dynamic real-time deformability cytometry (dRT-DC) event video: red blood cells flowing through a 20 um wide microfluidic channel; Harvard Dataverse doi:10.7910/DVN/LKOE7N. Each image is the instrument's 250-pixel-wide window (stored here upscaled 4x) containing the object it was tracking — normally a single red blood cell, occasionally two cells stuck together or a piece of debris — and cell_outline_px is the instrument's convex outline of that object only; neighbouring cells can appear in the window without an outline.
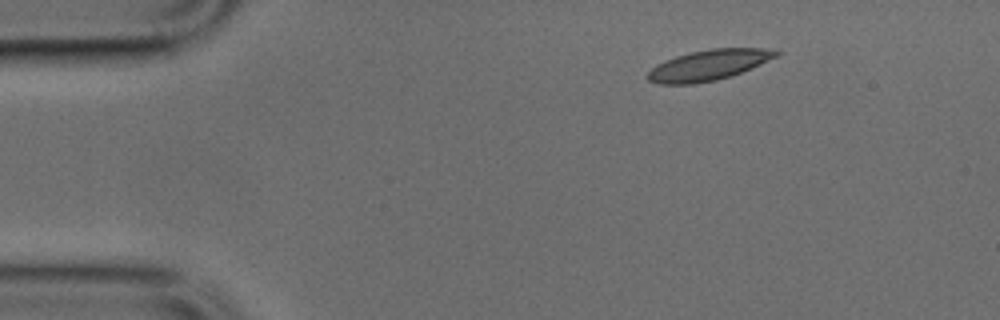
{"species": "common noctule bat (a hibernating species)", "species_latin": "Nyctalus noctula", "temperature_condition": "cold", "stored_images_in_passage": 9, "camera_frame_rate_fps": 3000, "um_per_image_px": 0.085, "animal": {"sex": "male", "body_mass_g": 17.9, "forearm_length_mm": 54.2}, "frame": {"image": 1, "passage_image": 1, "time_ms": 0.0, "image_size_px": [1000, 320], "cell_outline_px": [[780, 52], [776, 56], [740, 72], [716, 80], [692, 84], [660, 84], [648, 80], [644, 76], [656, 64], [664, 60], [676, 56], [708, 48], [776, 48]], "centroid_in_image_um": [60.17, 5.52], "position_along_channel_um": 24.8, "area_um2": 22.66}}
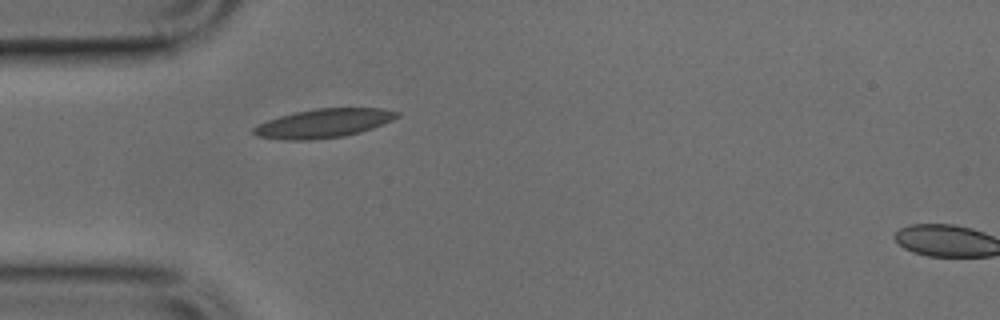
{"frame": {"image": 2, "passage_image": 8, "time_ms": 2.333, "image_size_px": [1000, 320], "cell_outline_px": [[400, 116], [392, 120], [372, 128], [360, 132], [344, 136], [312, 140], [284, 140], [256, 136], [252, 132], [252, 128], [256, 124], [280, 116], [296, 112], [316, 108], [384, 108], [400, 112]], "centroid_in_image_um": [27.49, 10.48], "position_along_channel_um": 57.5, "area_um2": 24.22}}